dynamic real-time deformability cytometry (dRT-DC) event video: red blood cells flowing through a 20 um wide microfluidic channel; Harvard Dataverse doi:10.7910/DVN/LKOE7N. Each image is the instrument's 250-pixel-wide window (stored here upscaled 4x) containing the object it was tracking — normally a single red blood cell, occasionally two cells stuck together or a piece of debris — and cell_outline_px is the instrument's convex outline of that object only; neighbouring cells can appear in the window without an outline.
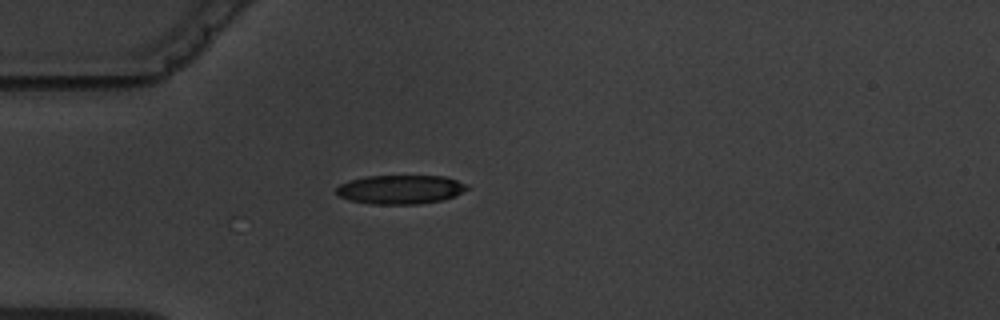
{"species": "common noctule bat (a hibernating species)", "species_latin": "Nyctalus noctula", "temperature_condition": "warm", "stored_images_in_passage": 3, "camera_frame_rate_fps": 3000, "um_per_image_px": 0.085, "animal": {"sex": "male", "body_mass_g": 19.5, "forearm_length_mm": 54.6}, "frame": {"image": 1, "passage_image": 2, "time_ms": 1.333, "image_size_px": [1000, 320], "cell_outline_px": [[468, 188], [456, 196], [444, 200], [420, 204], [368, 204], [348, 200], [340, 196], [336, 192], [336, 188], [340, 184], [364, 176], [444, 176], [468, 184]], "centroid_in_image_um": [34.05, 16.11], "position_along_channel_um": 51.0, "area_um2": 22.2}}